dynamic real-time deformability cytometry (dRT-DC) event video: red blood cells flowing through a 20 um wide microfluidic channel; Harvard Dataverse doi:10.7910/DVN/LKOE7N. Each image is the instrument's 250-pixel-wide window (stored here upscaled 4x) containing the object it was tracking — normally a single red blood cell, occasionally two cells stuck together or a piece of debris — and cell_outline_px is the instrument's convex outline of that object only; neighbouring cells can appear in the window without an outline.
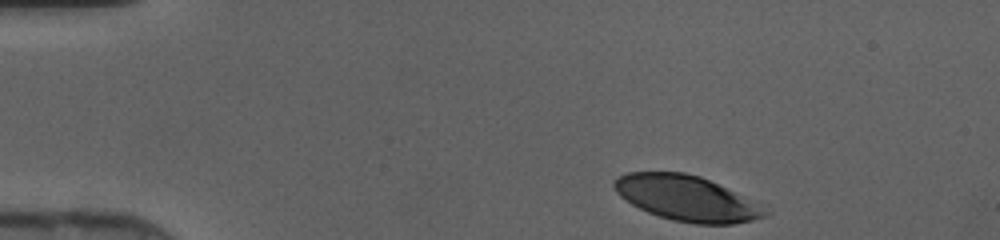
{"species": "human", "species_latin": "Homo sapiens", "temperature_condition": "cold", "stored_images_in_passage": 36, "camera_frame_rate_fps": 3000, "um_per_image_px": 0.085, "donor": {"sex": "female"}, "frame": {"image": 1, "passage_image": 1, "time_ms": 0.0, "image_size_px": [1000, 240], "cell_outline_px": [[772, 212], [768, 216], [752, 220], [732, 224], [696, 224], [672, 220], [648, 212], [632, 204], [620, 196], [616, 192], [612, 184], [620, 176], [628, 172], [684, 172], [700, 176], [764, 204]], "centroid_in_image_um": [58.46, 16.86], "position_along_channel_um": 26.5, "area_um2": 40.06}}
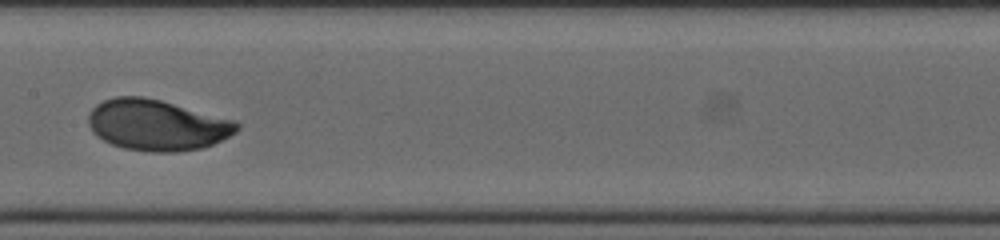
{"frame": {"image": 2, "passage_image": 18, "time_ms": 5.667, "image_size_px": [1000, 240], "cell_outline_px": [[240, 128], [236, 132], [212, 144], [200, 148], [180, 152], [152, 152], [124, 148], [112, 144], [96, 136], [92, 132], [88, 124], [88, 116], [92, 108], [96, 104], [104, 100], [116, 96], [140, 96], [160, 100], [236, 120], [240, 124]], "centroid_in_image_um": [13.33, 10.62], "position_along_channel_um": 194.1, "area_um2": 44.1}}
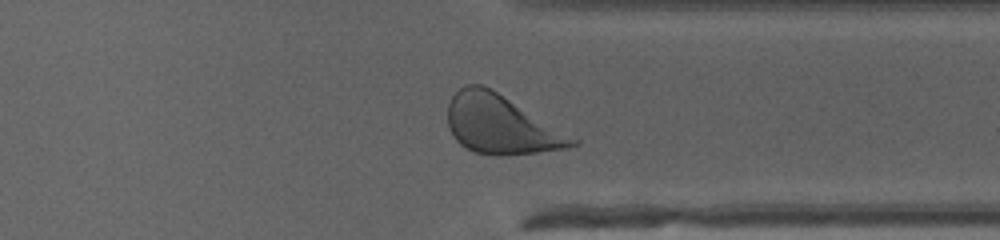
{"frame": {"image": 3, "passage_image": 30, "time_ms": 9.667, "image_size_px": [1000, 240], "cell_outline_px": [[580, 144], [564, 148], [536, 152], [500, 156], [492, 156], [472, 152], [460, 144], [452, 136], [448, 128], [448, 104], [452, 96], [460, 88], [468, 84], [480, 84], [496, 92], [580, 140]], "centroid_in_image_um": [42.54, 10.62], "position_along_channel_um": 368.9, "area_um2": 42.25}}